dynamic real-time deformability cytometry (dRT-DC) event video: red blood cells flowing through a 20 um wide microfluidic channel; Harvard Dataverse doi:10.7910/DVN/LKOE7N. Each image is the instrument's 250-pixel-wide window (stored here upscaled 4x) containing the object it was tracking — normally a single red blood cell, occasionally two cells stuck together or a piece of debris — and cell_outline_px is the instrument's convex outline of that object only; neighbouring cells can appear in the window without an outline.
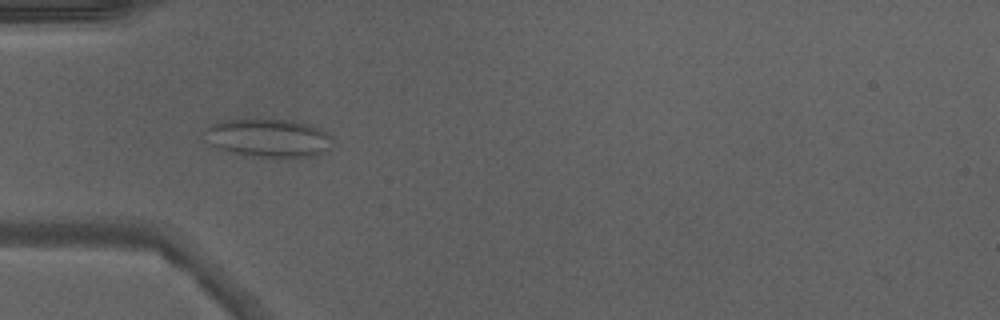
{"species": "Egyptian fruit bat (a non-hibernating species)", "species_latin": "Rousettus aegyptiacus", "temperature_condition": "warm", "stored_images_in_passage": 6, "camera_frame_rate_fps": 3000, "um_per_image_px": 0.085, "animal": {"sex": "male"}, "frame": {"image": 1, "passage_image": 3, "time_ms": 0.667, "image_size_px": [1000, 320], "cell_outline_px": [[332, 136], [328, 148], [320, 156], [288, 160], [276, 160], [240, 156], [216, 148], [208, 144], [200, 132], [204, 128], [220, 120], [292, 120], [312, 124], [328, 132]], "centroid_in_image_um": [22.78, 11.8], "position_along_channel_um": 62.2, "area_um2": 30.35}}